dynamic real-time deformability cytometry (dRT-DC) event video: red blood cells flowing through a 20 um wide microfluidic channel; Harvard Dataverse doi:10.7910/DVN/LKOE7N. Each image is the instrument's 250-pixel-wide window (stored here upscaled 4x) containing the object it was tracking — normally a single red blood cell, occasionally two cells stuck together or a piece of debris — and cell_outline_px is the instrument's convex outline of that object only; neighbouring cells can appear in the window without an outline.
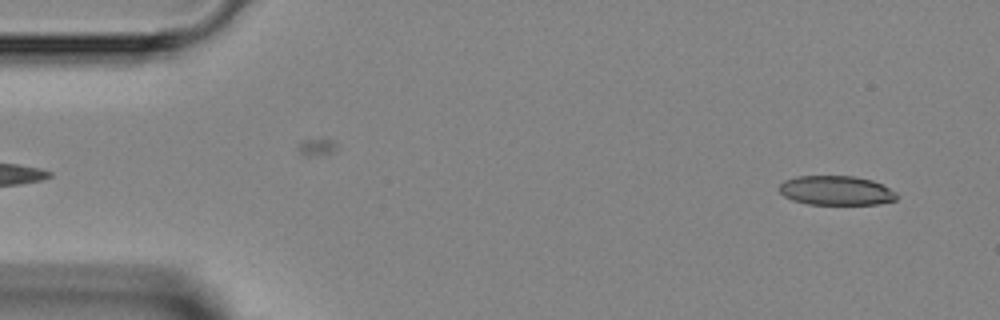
{"species": "Egyptian fruit bat (a non-hibernating species)", "species_latin": "Rousettus aegyptiacus", "temperature_condition": "room temperature", "stored_images_in_passage": 45, "camera_frame_rate_fps": 3000, "um_per_image_px": 0.085, "animal": {"sex": "female"}, "frame": {"image": 1, "passage_image": 2, "time_ms": 0.333, "image_size_px": [1000, 320], "cell_outline_px": [[896, 200], [880, 204], [808, 204], [792, 200], [784, 196], [776, 188], [784, 180], [796, 176], [856, 176], [872, 180], [896, 192]], "centroid_in_image_um": [71.03, 16.19], "position_along_channel_um": 14.0, "area_um2": 20.17}}
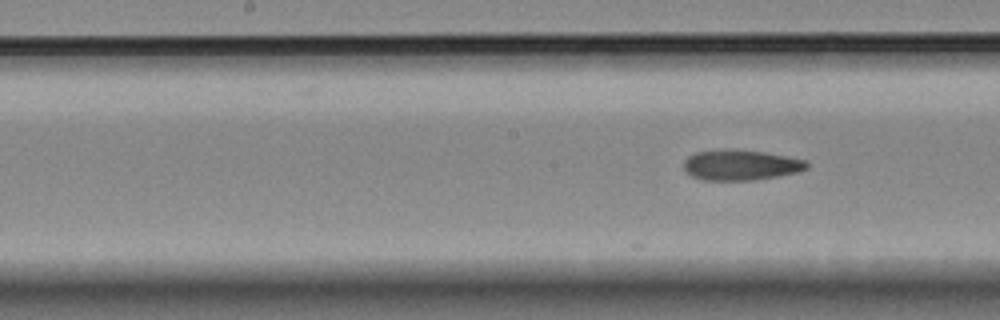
{"frame": {"image": 2, "passage_image": 21, "time_ms": 6.667, "image_size_px": [1000, 320], "cell_outline_px": [[808, 168], [796, 172], [776, 176], [752, 180], [704, 180], [692, 176], [684, 172], [684, 160], [688, 156], [696, 152], [724, 148], [764, 152], [788, 156], [808, 160]], "centroid_in_image_um": [62.94, 14.01], "position_along_channel_um": 185.3, "area_um2": 21.96}}
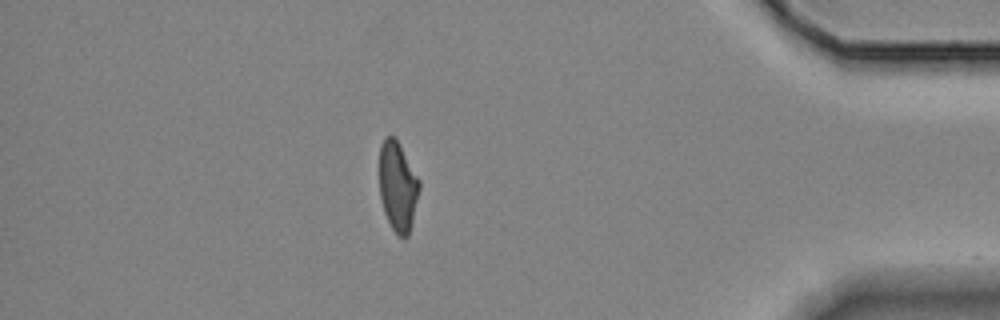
{"frame": {"image": 3, "passage_image": 39, "time_ms": 12.667, "image_size_px": [1000, 320], "cell_outline_px": [[420, 188], [408, 236], [400, 236], [392, 228], [384, 212], [380, 196], [380, 144], [384, 136], [396, 136], [420, 180]], "centroid_in_image_um": [33.81, 15.77], "position_along_channel_um": 401.4, "area_um2": 20.81}}